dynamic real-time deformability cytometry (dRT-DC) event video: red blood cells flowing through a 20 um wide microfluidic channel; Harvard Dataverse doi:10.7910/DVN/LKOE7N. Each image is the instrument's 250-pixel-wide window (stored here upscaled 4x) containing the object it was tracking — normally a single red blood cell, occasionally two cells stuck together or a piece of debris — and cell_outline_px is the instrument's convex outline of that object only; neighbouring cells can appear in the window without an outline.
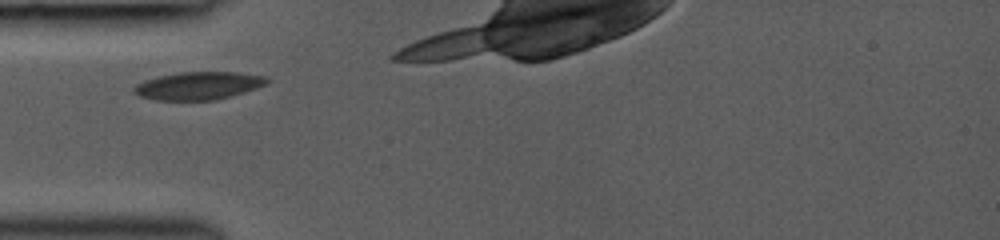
{"species": "common noctule bat (a hibernating species)", "species_latin": "Nyctalus noctula", "temperature_condition": "room temperature", "stored_images_in_passage": 5, "camera_frame_rate_fps": 3000, "um_per_image_px": 0.085, "animal": {"sex": "female", "body_mass_g": 19.0, "forearm_length_mm": 53.3}, "frame": {"image": 1, "passage_image": 1, "time_ms": 0.0, "image_size_px": [1000, 240], "cell_outline_px": [[272, 80], [268, 84], [232, 96], [216, 100], [156, 100], [140, 96], [132, 92], [132, 88], [136, 84], [144, 80], [160, 76], [180, 72], [236, 72], [268, 76]], "centroid_in_image_um": [16.91, 7.28], "position_along_channel_um": 68.1, "area_um2": 21.79}}